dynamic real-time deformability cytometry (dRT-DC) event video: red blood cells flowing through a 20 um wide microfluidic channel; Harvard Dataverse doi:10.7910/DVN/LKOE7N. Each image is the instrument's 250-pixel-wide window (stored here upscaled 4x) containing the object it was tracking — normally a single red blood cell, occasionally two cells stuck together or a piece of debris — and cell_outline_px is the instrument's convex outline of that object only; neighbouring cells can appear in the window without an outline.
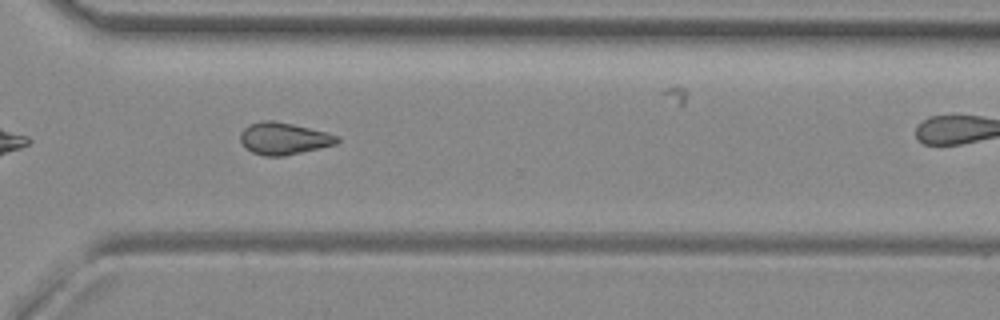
{"species": "common noctule bat (a hibernating species)", "species_latin": "Nyctalus noctula", "temperature_condition": "room temperature", "stored_images_in_passage": 28, "camera_frame_rate_fps": 3000, "um_per_image_px": 0.085, "animal": {"sex": "female", "body_mass_g": 29.2, "forearm_length_mm": 56.3}, "frame": {"image": 1, "passage_image": 24, "time_ms": 7.667, "image_size_px": [1000, 320], "cell_outline_px": [[340, 140], [336, 144], [320, 148], [284, 156], [264, 156], [252, 152], [244, 148], [240, 140], [240, 132], [248, 124], [264, 120], [272, 120], [292, 124], [328, 132], [340, 136]], "centroid_in_image_um": [24.11, 11.77], "position_along_channel_um": 346.5, "area_um2": 18.26}}